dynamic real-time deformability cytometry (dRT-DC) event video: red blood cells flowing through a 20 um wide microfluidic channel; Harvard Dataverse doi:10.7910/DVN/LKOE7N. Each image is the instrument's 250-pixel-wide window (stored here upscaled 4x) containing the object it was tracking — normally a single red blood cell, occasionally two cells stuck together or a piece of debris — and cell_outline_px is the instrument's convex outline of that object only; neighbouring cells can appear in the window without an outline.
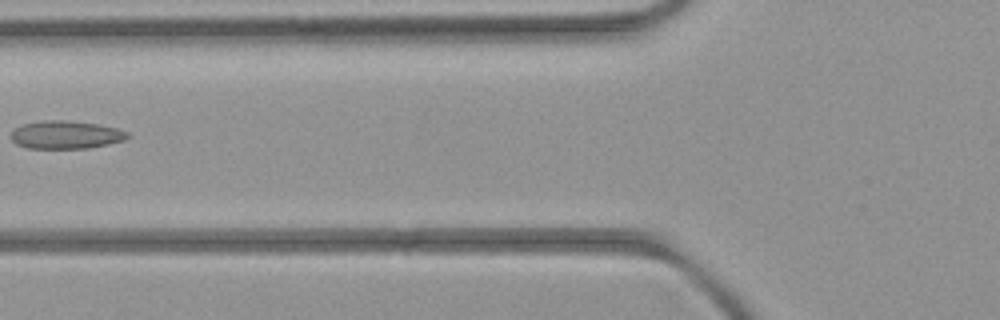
{"species": "common noctule bat (a hibernating species)", "species_latin": "Nyctalus noctula", "temperature_condition": "room temperature", "stored_images_in_passage": 7, "camera_frame_rate_fps": 3000, "um_per_image_px": 0.085, "animal": {"sex": "female", "body_mass_g": 21.9}, "frame": {"image": 1, "passage_image": 6, "time_ms": 5.667, "image_size_px": [1000, 320], "cell_outline_px": [[132, 136], [124, 140], [88, 148], [28, 148], [16, 144], [12, 140], [12, 132], [16, 128], [24, 124], [44, 120], [64, 120], [96, 124], [116, 128], [128, 132]], "centroid_in_image_um": [5.61, 11.46], "position_along_channel_um": 120.2, "area_um2": 18.79}}
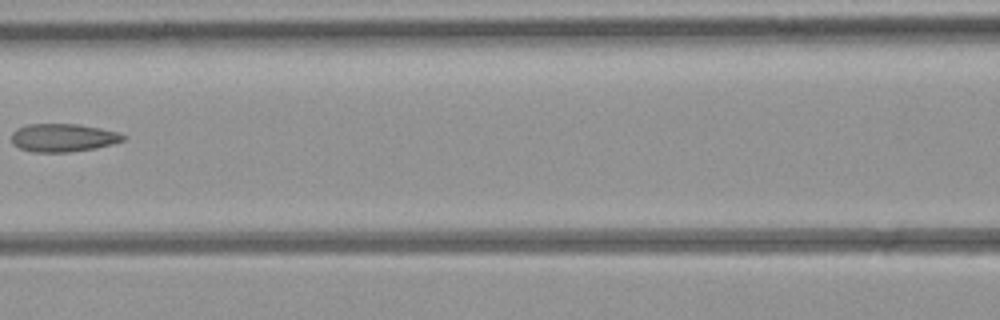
{"frame": {"image": 2, "passage_image": 7, "time_ms": 6.667, "image_size_px": [1000, 320], "cell_outline_px": [[128, 136], [124, 140], [112, 144], [96, 148], [68, 152], [32, 152], [20, 148], [12, 144], [12, 132], [16, 128], [28, 124], [80, 124], [100, 128], [116, 132]], "centroid_in_image_um": [5.35, 11.7], "position_along_channel_um": 161.2, "area_um2": 18.38}}